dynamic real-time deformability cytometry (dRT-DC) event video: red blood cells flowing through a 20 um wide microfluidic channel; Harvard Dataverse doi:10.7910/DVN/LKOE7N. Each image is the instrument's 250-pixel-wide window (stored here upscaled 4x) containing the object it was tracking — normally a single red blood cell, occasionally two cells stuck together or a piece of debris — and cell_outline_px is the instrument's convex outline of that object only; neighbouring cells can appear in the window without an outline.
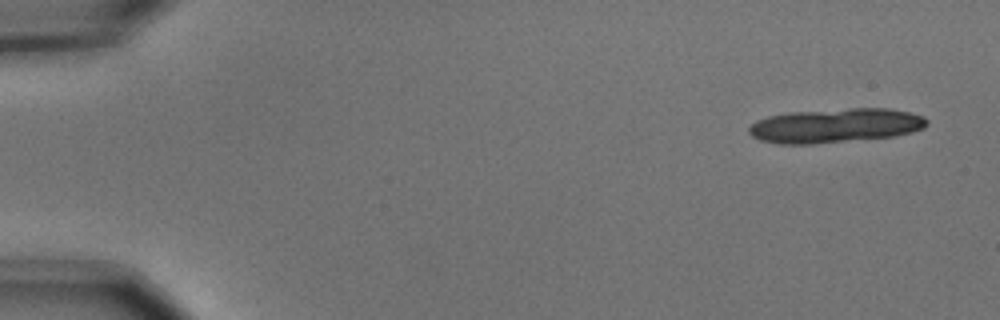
{"species": "common noctule bat (a hibernating species)", "species_latin": "Nyctalus noctula", "temperature_condition": "cold", "stored_images_in_passage": 4, "camera_frame_rate_fps": 3000, "um_per_image_px": 0.085, "animal": {"sex": "male", "body_mass_g": 15.6}, "frame": {"image": 1, "passage_image": 1, "time_ms": 0.0, "image_size_px": [1000, 320], "cell_outline_px": [[928, 124], [924, 128], [912, 132], [892, 136], [812, 144], [780, 144], [760, 140], [752, 136], [748, 132], [748, 128], [756, 120], [768, 116], [788, 112], [848, 108], [888, 108], [908, 112], [924, 116], [928, 120]], "centroid_in_image_um": [70.99, 10.66], "position_along_channel_um": 14.0, "area_um2": 35.6}}